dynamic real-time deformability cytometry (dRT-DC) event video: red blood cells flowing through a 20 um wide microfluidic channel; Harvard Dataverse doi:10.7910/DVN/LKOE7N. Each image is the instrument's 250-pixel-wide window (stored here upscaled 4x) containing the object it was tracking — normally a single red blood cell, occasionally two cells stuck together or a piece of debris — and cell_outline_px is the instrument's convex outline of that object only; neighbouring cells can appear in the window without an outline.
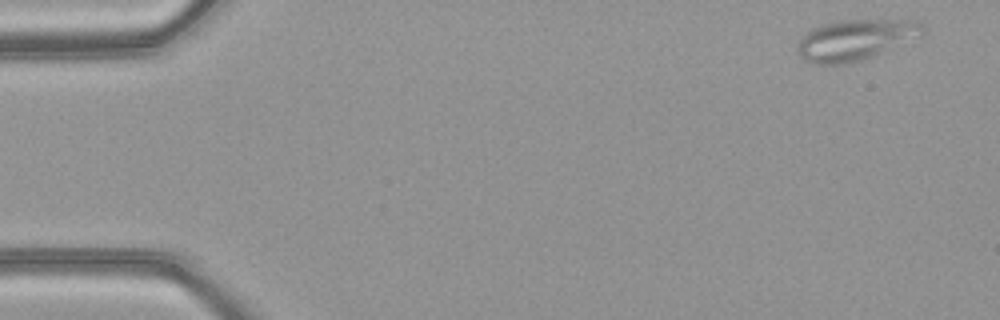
{"species": "common noctule bat (a hibernating species)", "species_latin": "Nyctalus noctula", "temperature_condition": "warm", "stored_images_in_passage": 49, "segment_of_instrument_passage": [1, 2], "camera_frame_rate_fps": 3000, "um_per_image_px": 0.085, "animal": {"sex": "female", "body_mass_g": 21.9}, "frame": {"image": 1, "passage_image": 1, "time_ms": 0.0, "image_size_px": [1000, 320], "cell_outline_px": [[928, 28], [920, 36], [872, 56], [860, 60], [840, 64], [816, 64], [804, 60], [800, 56], [796, 48], [800, 40], [812, 28], [824, 24], [840, 20], [916, 20], [924, 24]], "centroid_in_image_um": [72.73, 3.37], "position_along_channel_um": 12.3, "area_um2": 29.42}}
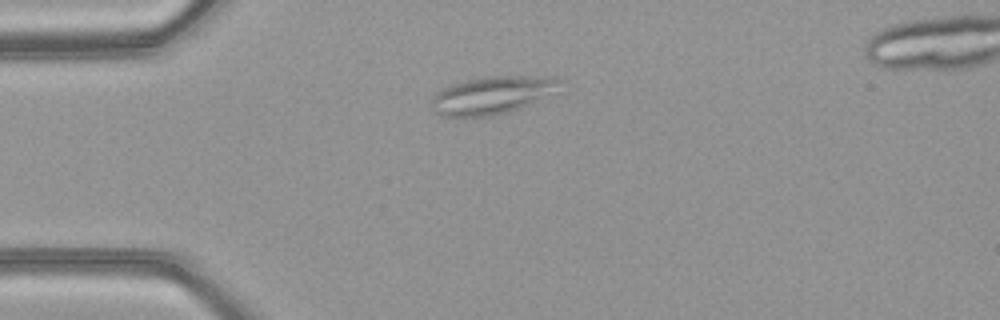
{"frame": {"image": 2, "passage_image": 11, "time_ms": 3.333, "image_size_px": [1000, 320], "cell_outline_px": [[568, 80], [564, 92], [520, 108], [508, 112], [492, 116], [440, 116], [432, 112], [428, 108], [432, 96], [436, 92], [452, 84], [464, 80], [484, 76], [556, 76]], "centroid_in_image_um": [42.01, 8.07], "position_along_channel_um": 43.0, "area_um2": 29.82}}